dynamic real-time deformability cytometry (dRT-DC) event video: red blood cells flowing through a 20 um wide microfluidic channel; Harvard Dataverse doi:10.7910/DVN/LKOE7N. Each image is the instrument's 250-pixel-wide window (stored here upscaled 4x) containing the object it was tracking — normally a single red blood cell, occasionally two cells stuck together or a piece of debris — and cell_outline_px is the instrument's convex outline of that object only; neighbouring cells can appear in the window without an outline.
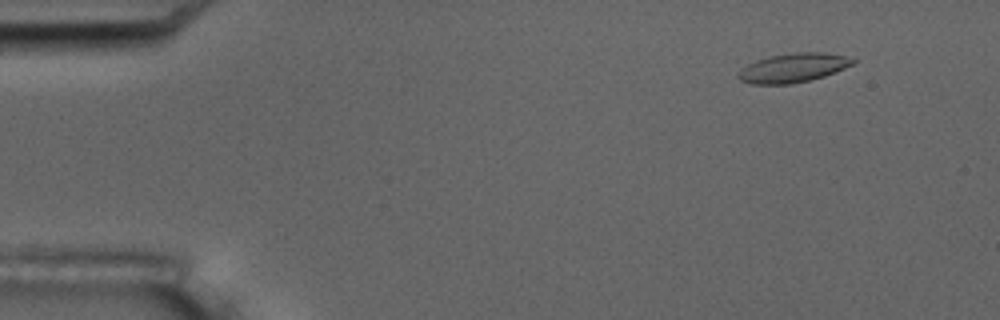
{"species": "common noctule bat (a hibernating species)", "species_latin": "Nyctalus noctula", "temperature_condition": "room temperature", "stored_images_in_passage": 8, "camera_frame_rate_fps": 3000, "um_per_image_px": 0.085, "animal": {"sex": "male", "body_mass_g": 17.5, "forearm_length_mm": 52.3}, "frame": {"image": 1, "passage_image": 1, "time_ms": 0.0, "image_size_px": [1000, 320], "cell_outline_px": [[856, 60], [852, 64], [844, 68], [824, 76], [792, 84], [752, 84], [740, 80], [736, 76], [740, 68], [756, 60], [772, 56], [796, 52], [820, 52], [844, 56]], "centroid_in_image_um": [67.36, 5.77], "position_along_channel_um": 17.6, "area_um2": 19.19}}
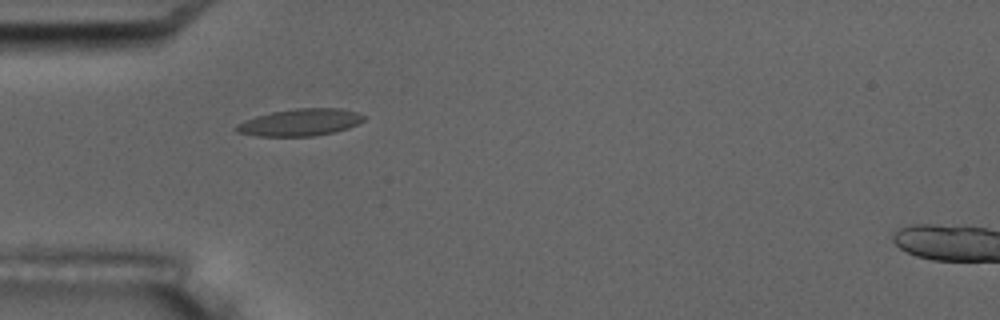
{"frame": {"image": 2, "passage_image": 4, "time_ms": 4.0, "image_size_px": [1000, 320], "cell_outline_px": [[364, 120], [348, 128], [332, 132], [312, 136], [256, 136], [236, 132], [232, 128], [236, 124], [244, 120], [256, 116], [272, 112], [296, 108], [340, 108], [356, 112], [364, 116]], "centroid_in_image_um": [25.44, 10.4], "position_along_channel_um": 59.6, "area_um2": 20.06}}
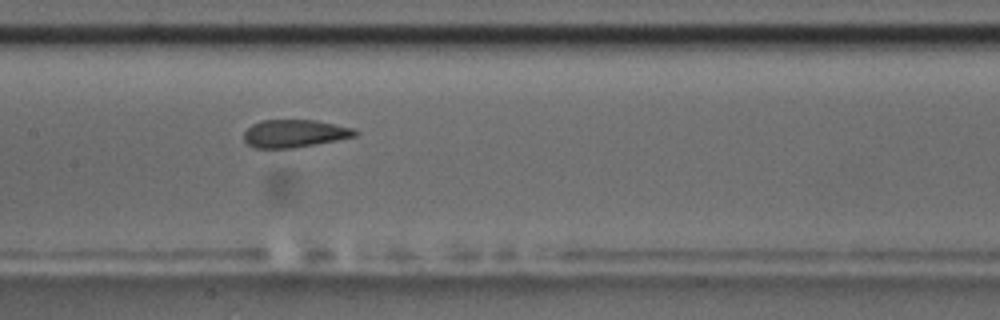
{"frame": {"image": 3, "passage_image": 7, "time_ms": 7.667, "image_size_px": [1000, 320], "cell_outline_px": [[360, 132], [356, 136], [316, 144], [292, 148], [252, 148], [244, 140], [244, 132], [252, 124], [264, 120], [316, 120], [352, 128]], "centroid_in_image_um": [25.03, 11.35], "position_along_channel_um": 182.4, "area_um2": 17.92}}